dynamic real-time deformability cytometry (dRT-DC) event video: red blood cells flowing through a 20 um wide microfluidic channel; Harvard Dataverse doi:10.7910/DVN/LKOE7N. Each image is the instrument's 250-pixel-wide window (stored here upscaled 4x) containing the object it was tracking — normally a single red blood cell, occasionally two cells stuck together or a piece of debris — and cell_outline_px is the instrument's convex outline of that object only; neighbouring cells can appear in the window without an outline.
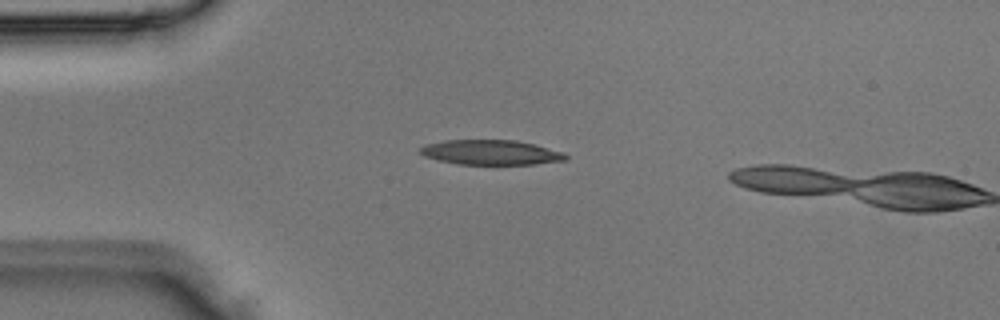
{"species": "Egyptian fruit bat (a non-hibernating species)", "species_latin": "Rousettus aegyptiacus", "temperature_condition": "room temperature", "stored_images_in_passage": 3, "camera_frame_rate_fps": 3000, "um_per_image_px": 0.085, "animal": {"sex": "male"}, "frame": {"image": 1, "passage_image": 2, "time_ms": 0.333, "image_size_px": [1000, 320], "cell_outline_px": [[568, 160], [532, 164], [456, 164], [436, 160], [424, 156], [420, 152], [420, 148], [424, 144], [444, 140], [516, 140], [564, 152], [568, 156]], "centroid_in_image_um": [41.69, 12.95], "position_along_channel_um": 43.3, "area_um2": 21.1}}